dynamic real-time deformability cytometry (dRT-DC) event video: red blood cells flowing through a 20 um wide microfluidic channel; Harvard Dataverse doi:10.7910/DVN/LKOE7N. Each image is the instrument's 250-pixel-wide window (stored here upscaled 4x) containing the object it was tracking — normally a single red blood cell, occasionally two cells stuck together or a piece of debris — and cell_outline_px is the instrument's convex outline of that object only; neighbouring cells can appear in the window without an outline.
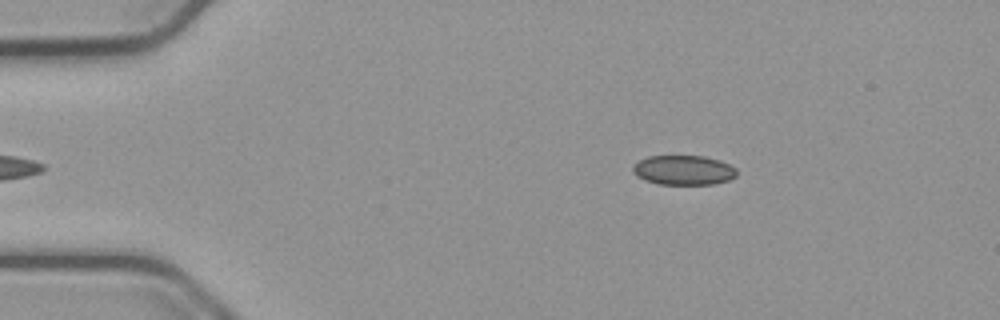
{"species": "common noctule bat (a hibernating species)", "species_latin": "Nyctalus noctula", "temperature_condition": "cold", "stored_images_in_passage": 48, "camera_frame_rate_fps": 3000, "um_per_image_px": 0.085, "animal": {"sex": "male", "body_mass_g": 23.1, "forearm_length_mm": 52.7}, "frame": {"image": 1, "passage_image": 3, "time_ms": 0.667, "image_size_px": [1000, 320], "cell_outline_px": [[736, 176], [728, 180], [712, 184], [660, 184], [644, 180], [636, 176], [632, 172], [632, 164], [648, 156], [704, 156], [720, 160], [736, 168]], "centroid_in_image_um": [58.07, 14.46], "position_along_channel_um": 26.9, "area_um2": 17.98}}
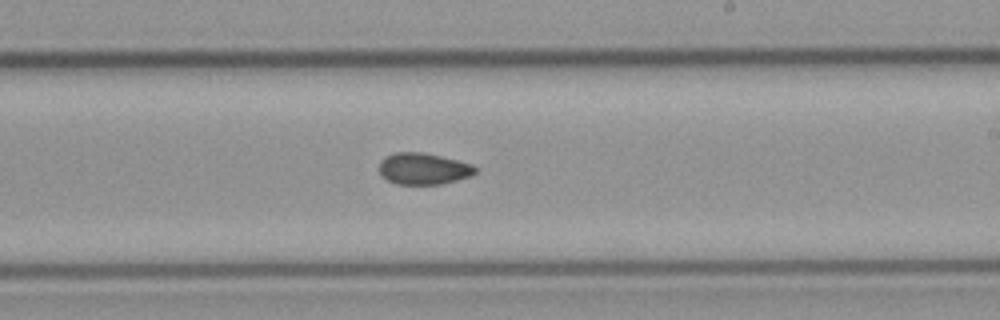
{"frame": {"image": 2, "passage_image": 26, "time_ms": 8.333, "image_size_px": [1000, 320], "cell_outline_px": [[476, 172], [472, 176], [440, 184], [396, 184], [388, 180], [380, 172], [380, 160], [384, 156], [396, 152], [424, 152], [472, 164], [476, 168]], "centroid_in_image_um": [35.99, 14.33], "position_along_channel_um": 253.0, "area_um2": 17.57}}
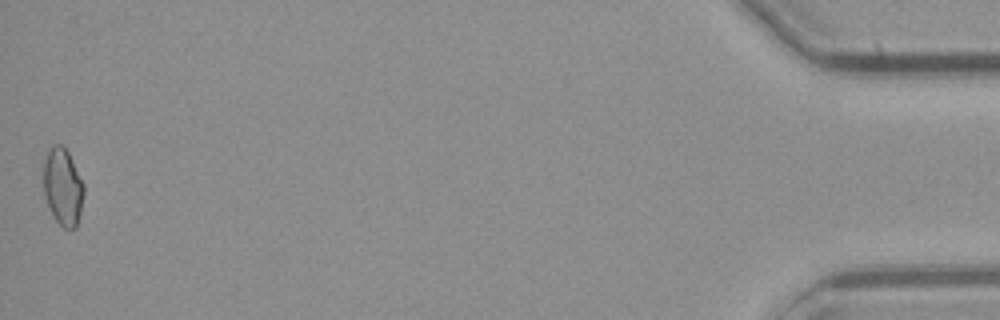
{"frame": {"image": 3, "passage_image": 48, "time_ms": 15.667, "image_size_px": [1000, 320], "cell_outline_px": [[84, 192], [80, 212], [76, 228], [64, 228], [52, 216], [44, 192], [44, 160], [52, 144], [60, 144], [68, 152], [84, 184]], "centroid_in_image_um": [5.34, 15.88], "position_along_channel_um": 429.9, "area_um2": 17.92}, "authors_computed_cell_mechanics": {"area_um2": 17.918, "velocity_mm_per_s": 3.7855, "shape_relaxation_time_tau1_ms": null, "shape_relaxation_time_tau2_ms": 3.7241, "deformation_change_tau1": null, "deformation_change_tau2": 0.0781}}